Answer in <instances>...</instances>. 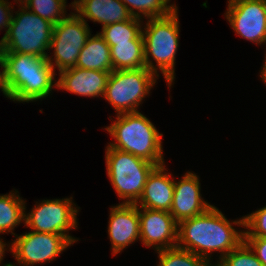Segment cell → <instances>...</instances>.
I'll return each instance as SVG.
<instances>
[{
  "mask_svg": "<svg viewBox=\"0 0 266 266\" xmlns=\"http://www.w3.org/2000/svg\"><path fill=\"white\" fill-rule=\"evenodd\" d=\"M236 226L244 228V216L228 220L213 204L204 213L178 223L176 246L205 258L214 266L244 241V229L238 230ZM212 254L218 256L217 260H212Z\"/></svg>",
  "mask_w": 266,
  "mask_h": 266,
  "instance_id": "obj_1",
  "label": "cell"
},
{
  "mask_svg": "<svg viewBox=\"0 0 266 266\" xmlns=\"http://www.w3.org/2000/svg\"><path fill=\"white\" fill-rule=\"evenodd\" d=\"M4 59L9 100L23 104L42 101L57 88V73L47 58L4 53Z\"/></svg>",
  "mask_w": 266,
  "mask_h": 266,
  "instance_id": "obj_2",
  "label": "cell"
},
{
  "mask_svg": "<svg viewBox=\"0 0 266 266\" xmlns=\"http://www.w3.org/2000/svg\"><path fill=\"white\" fill-rule=\"evenodd\" d=\"M109 118L111 124L102 128L115 139L107 144L109 147L129 152L157 166L166 163L162 144L164 135L147 116L138 111L115 114V119Z\"/></svg>",
  "mask_w": 266,
  "mask_h": 266,
  "instance_id": "obj_3",
  "label": "cell"
},
{
  "mask_svg": "<svg viewBox=\"0 0 266 266\" xmlns=\"http://www.w3.org/2000/svg\"><path fill=\"white\" fill-rule=\"evenodd\" d=\"M178 8L169 16L143 20L145 68L158 78L162 74L169 90L176 79L175 64L179 48L180 22Z\"/></svg>",
  "mask_w": 266,
  "mask_h": 266,
  "instance_id": "obj_4",
  "label": "cell"
},
{
  "mask_svg": "<svg viewBox=\"0 0 266 266\" xmlns=\"http://www.w3.org/2000/svg\"><path fill=\"white\" fill-rule=\"evenodd\" d=\"M7 35L3 38L4 53H19L46 58L54 24L17 3ZM20 7V8H19Z\"/></svg>",
  "mask_w": 266,
  "mask_h": 266,
  "instance_id": "obj_5",
  "label": "cell"
},
{
  "mask_svg": "<svg viewBox=\"0 0 266 266\" xmlns=\"http://www.w3.org/2000/svg\"><path fill=\"white\" fill-rule=\"evenodd\" d=\"M106 174L115 194L123 204H135L143 192L147 178L157 166L108 145L105 147Z\"/></svg>",
  "mask_w": 266,
  "mask_h": 266,
  "instance_id": "obj_6",
  "label": "cell"
},
{
  "mask_svg": "<svg viewBox=\"0 0 266 266\" xmlns=\"http://www.w3.org/2000/svg\"><path fill=\"white\" fill-rule=\"evenodd\" d=\"M159 78L147 68L113 70L108 78L103 99L115 114L140 111Z\"/></svg>",
  "mask_w": 266,
  "mask_h": 266,
  "instance_id": "obj_7",
  "label": "cell"
},
{
  "mask_svg": "<svg viewBox=\"0 0 266 266\" xmlns=\"http://www.w3.org/2000/svg\"><path fill=\"white\" fill-rule=\"evenodd\" d=\"M39 201V202H38ZM27 213L25 201L24 226L34 232L64 235L72 244L79 239L69 232L78 229V214L80 207L76 205L73 197L42 199Z\"/></svg>",
  "mask_w": 266,
  "mask_h": 266,
  "instance_id": "obj_8",
  "label": "cell"
},
{
  "mask_svg": "<svg viewBox=\"0 0 266 266\" xmlns=\"http://www.w3.org/2000/svg\"><path fill=\"white\" fill-rule=\"evenodd\" d=\"M88 24L72 11L66 18L54 25L48 50L50 54L46 58L56 73L76 67L80 50L92 33Z\"/></svg>",
  "mask_w": 266,
  "mask_h": 266,
  "instance_id": "obj_9",
  "label": "cell"
},
{
  "mask_svg": "<svg viewBox=\"0 0 266 266\" xmlns=\"http://www.w3.org/2000/svg\"><path fill=\"white\" fill-rule=\"evenodd\" d=\"M10 241L11 254L17 266L45 265L56 260L69 246H73L64 235L32 230L21 235L17 234Z\"/></svg>",
  "mask_w": 266,
  "mask_h": 266,
  "instance_id": "obj_10",
  "label": "cell"
},
{
  "mask_svg": "<svg viewBox=\"0 0 266 266\" xmlns=\"http://www.w3.org/2000/svg\"><path fill=\"white\" fill-rule=\"evenodd\" d=\"M224 17L235 34L266 46V0H227Z\"/></svg>",
  "mask_w": 266,
  "mask_h": 266,
  "instance_id": "obj_11",
  "label": "cell"
},
{
  "mask_svg": "<svg viewBox=\"0 0 266 266\" xmlns=\"http://www.w3.org/2000/svg\"><path fill=\"white\" fill-rule=\"evenodd\" d=\"M140 242L154 251L177 245L178 223L170 212L138 207Z\"/></svg>",
  "mask_w": 266,
  "mask_h": 266,
  "instance_id": "obj_12",
  "label": "cell"
},
{
  "mask_svg": "<svg viewBox=\"0 0 266 266\" xmlns=\"http://www.w3.org/2000/svg\"><path fill=\"white\" fill-rule=\"evenodd\" d=\"M107 233L111 243L112 256L121 254L140 241V219L136 204L118 203L110 206Z\"/></svg>",
  "mask_w": 266,
  "mask_h": 266,
  "instance_id": "obj_13",
  "label": "cell"
},
{
  "mask_svg": "<svg viewBox=\"0 0 266 266\" xmlns=\"http://www.w3.org/2000/svg\"><path fill=\"white\" fill-rule=\"evenodd\" d=\"M174 178V195L170 214L177 223L204 213L212 206L201 194L200 177L190 170L180 180Z\"/></svg>",
  "mask_w": 266,
  "mask_h": 266,
  "instance_id": "obj_14",
  "label": "cell"
},
{
  "mask_svg": "<svg viewBox=\"0 0 266 266\" xmlns=\"http://www.w3.org/2000/svg\"><path fill=\"white\" fill-rule=\"evenodd\" d=\"M111 72L86 70L72 67L60 71L57 75V88L77 96L102 98ZM100 96V97H99Z\"/></svg>",
  "mask_w": 266,
  "mask_h": 266,
  "instance_id": "obj_15",
  "label": "cell"
},
{
  "mask_svg": "<svg viewBox=\"0 0 266 266\" xmlns=\"http://www.w3.org/2000/svg\"><path fill=\"white\" fill-rule=\"evenodd\" d=\"M166 164L156 166L149 174L138 207L170 212L174 195V176Z\"/></svg>",
  "mask_w": 266,
  "mask_h": 266,
  "instance_id": "obj_16",
  "label": "cell"
},
{
  "mask_svg": "<svg viewBox=\"0 0 266 266\" xmlns=\"http://www.w3.org/2000/svg\"><path fill=\"white\" fill-rule=\"evenodd\" d=\"M73 11L86 23L88 19L101 26L124 22L133 15L120 0H74Z\"/></svg>",
  "mask_w": 266,
  "mask_h": 266,
  "instance_id": "obj_17",
  "label": "cell"
},
{
  "mask_svg": "<svg viewBox=\"0 0 266 266\" xmlns=\"http://www.w3.org/2000/svg\"><path fill=\"white\" fill-rule=\"evenodd\" d=\"M76 67L86 70L113 71L110 46L96 32L87 39L80 50Z\"/></svg>",
  "mask_w": 266,
  "mask_h": 266,
  "instance_id": "obj_18",
  "label": "cell"
},
{
  "mask_svg": "<svg viewBox=\"0 0 266 266\" xmlns=\"http://www.w3.org/2000/svg\"><path fill=\"white\" fill-rule=\"evenodd\" d=\"M25 201L15 188L0 195V234L17 235L14 233L15 227L24 224L25 220Z\"/></svg>",
  "mask_w": 266,
  "mask_h": 266,
  "instance_id": "obj_19",
  "label": "cell"
},
{
  "mask_svg": "<svg viewBox=\"0 0 266 266\" xmlns=\"http://www.w3.org/2000/svg\"><path fill=\"white\" fill-rule=\"evenodd\" d=\"M109 46L113 70L145 68L143 39H133L130 42Z\"/></svg>",
  "mask_w": 266,
  "mask_h": 266,
  "instance_id": "obj_20",
  "label": "cell"
},
{
  "mask_svg": "<svg viewBox=\"0 0 266 266\" xmlns=\"http://www.w3.org/2000/svg\"><path fill=\"white\" fill-rule=\"evenodd\" d=\"M143 19L133 17L124 22L113 23L103 26L97 32L108 45L130 42L133 39H143L142 36Z\"/></svg>",
  "mask_w": 266,
  "mask_h": 266,
  "instance_id": "obj_21",
  "label": "cell"
},
{
  "mask_svg": "<svg viewBox=\"0 0 266 266\" xmlns=\"http://www.w3.org/2000/svg\"><path fill=\"white\" fill-rule=\"evenodd\" d=\"M133 17L140 19L169 16L178 8L172 0H120Z\"/></svg>",
  "mask_w": 266,
  "mask_h": 266,
  "instance_id": "obj_22",
  "label": "cell"
},
{
  "mask_svg": "<svg viewBox=\"0 0 266 266\" xmlns=\"http://www.w3.org/2000/svg\"><path fill=\"white\" fill-rule=\"evenodd\" d=\"M20 3L54 25L70 14L67 12L68 7L73 10V4L68 6L67 0H23Z\"/></svg>",
  "mask_w": 266,
  "mask_h": 266,
  "instance_id": "obj_23",
  "label": "cell"
},
{
  "mask_svg": "<svg viewBox=\"0 0 266 266\" xmlns=\"http://www.w3.org/2000/svg\"><path fill=\"white\" fill-rule=\"evenodd\" d=\"M158 257L156 266H213L205 258L178 246L155 251Z\"/></svg>",
  "mask_w": 266,
  "mask_h": 266,
  "instance_id": "obj_24",
  "label": "cell"
},
{
  "mask_svg": "<svg viewBox=\"0 0 266 266\" xmlns=\"http://www.w3.org/2000/svg\"><path fill=\"white\" fill-rule=\"evenodd\" d=\"M214 266H263L250 246L243 241Z\"/></svg>",
  "mask_w": 266,
  "mask_h": 266,
  "instance_id": "obj_25",
  "label": "cell"
},
{
  "mask_svg": "<svg viewBox=\"0 0 266 266\" xmlns=\"http://www.w3.org/2000/svg\"><path fill=\"white\" fill-rule=\"evenodd\" d=\"M244 237L266 238V205L244 216Z\"/></svg>",
  "mask_w": 266,
  "mask_h": 266,
  "instance_id": "obj_26",
  "label": "cell"
},
{
  "mask_svg": "<svg viewBox=\"0 0 266 266\" xmlns=\"http://www.w3.org/2000/svg\"><path fill=\"white\" fill-rule=\"evenodd\" d=\"M9 0H0V31H5L2 39L7 35L14 11V4Z\"/></svg>",
  "mask_w": 266,
  "mask_h": 266,
  "instance_id": "obj_27",
  "label": "cell"
},
{
  "mask_svg": "<svg viewBox=\"0 0 266 266\" xmlns=\"http://www.w3.org/2000/svg\"><path fill=\"white\" fill-rule=\"evenodd\" d=\"M244 241L254 251L259 261L266 266V238L263 237H244Z\"/></svg>",
  "mask_w": 266,
  "mask_h": 266,
  "instance_id": "obj_28",
  "label": "cell"
},
{
  "mask_svg": "<svg viewBox=\"0 0 266 266\" xmlns=\"http://www.w3.org/2000/svg\"><path fill=\"white\" fill-rule=\"evenodd\" d=\"M0 91L6 97L9 99L8 89H7V83H6V72H5V59L4 56L0 57Z\"/></svg>",
  "mask_w": 266,
  "mask_h": 266,
  "instance_id": "obj_29",
  "label": "cell"
},
{
  "mask_svg": "<svg viewBox=\"0 0 266 266\" xmlns=\"http://www.w3.org/2000/svg\"><path fill=\"white\" fill-rule=\"evenodd\" d=\"M9 248V249H8ZM12 245H11V242H5L4 238L2 239L1 236H0V266H7L9 265L11 262L9 263H3L4 261V258H5V254L6 252H10L11 254V251H12Z\"/></svg>",
  "mask_w": 266,
  "mask_h": 266,
  "instance_id": "obj_30",
  "label": "cell"
},
{
  "mask_svg": "<svg viewBox=\"0 0 266 266\" xmlns=\"http://www.w3.org/2000/svg\"><path fill=\"white\" fill-rule=\"evenodd\" d=\"M264 49H266V48H264ZM264 55H265L264 60H263L264 64L261 66V70L259 71L260 72L259 78H261V80L263 81V83L266 86V53Z\"/></svg>",
  "mask_w": 266,
  "mask_h": 266,
  "instance_id": "obj_31",
  "label": "cell"
},
{
  "mask_svg": "<svg viewBox=\"0 0 266 266\" xmlns=\"http://www.w3.org/2000/svg\"><path fill=\"white\" fill-rule=\"evenodd\" d=\"M4 56L3 39H0V57Z\"/></svg>",
  "mask_w": 266,
  "mask_h": 266,
  "instance_id": "obj_32",
  "label": "cell"
},
{
  "mask_svg": "<svg viewBox=\"0 0 266 266\" xmlns=\"http://www.w3.org/2000/svg\"><path fill=\"white\" fill-rule=\"evenodd\" d=\"M23 0H13L15 4L22 2Z\"/></svg>",
  "mask_w": 266,
  "mask_h": 266,
  "instance_id": "obj_33",
  "label": "cell"
},
{
  "mask_svg": "<svg viewBox=\"0 0 266 266\" xmlns=\"http://www.w3.org/2000/svg\"><path fill=\"white\" fill-rule=\"evenodd\" d=\"M7 266H17V265H15V264L12 262V263H10V264L7 265Z\"/></svg>",
  "mask_w": 266,
  "mask_h": 266,
  "instance_id": "obj_34",
  "label": "cell"
}]
</instances>
